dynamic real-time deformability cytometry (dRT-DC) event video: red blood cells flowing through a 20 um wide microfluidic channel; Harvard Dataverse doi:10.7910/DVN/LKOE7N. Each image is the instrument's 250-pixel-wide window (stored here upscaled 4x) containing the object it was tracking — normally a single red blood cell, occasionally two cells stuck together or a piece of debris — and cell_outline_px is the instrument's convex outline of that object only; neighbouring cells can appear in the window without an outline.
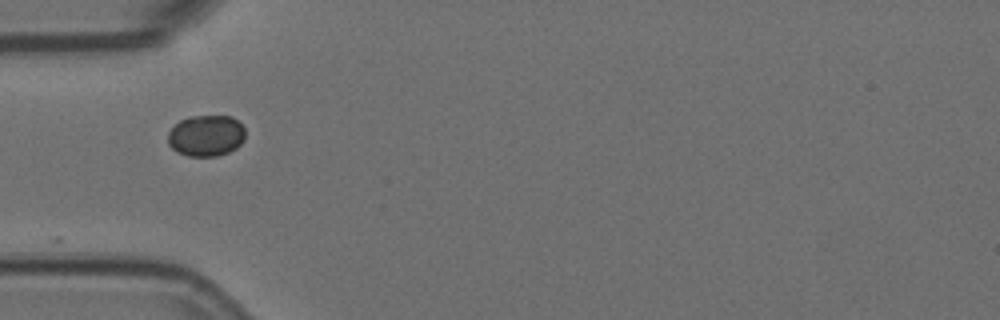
{"species": "Egyptian fruit bat (a non-hibernating species)", "species_latin": "Rousettus aegyptiacus", "temperature_condition": "room temperature", "stored_images_in_passage": 3, "camera_frame_rate_fps": 3000, "um_per_image_px": 0.085, "animal": {"sex": "female"}, "frame": {"image": 1, "passage_image": 1, "time_ms": 0.0, "image_size_px": [1000, 320], "cell_outline_px": [[244, 140], [236, 148], [228, 152], [216, 156], [188, 156], [176, 152], [168, 144], [168, 132], [180, 120], [188, 116], [232, 116], [244, 128]], "centroid_in_image_um": [17.5, 11.53], "position_along_channel_um": 67.5, "area_um2": 18.61}}
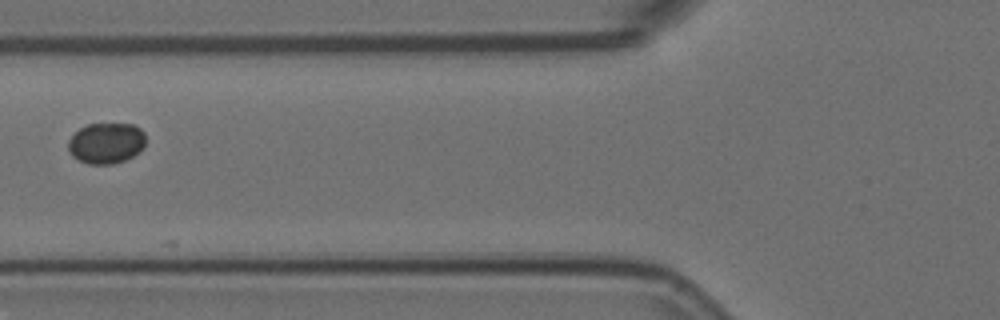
{"frame": {"image": 2, "passage_image": 2, "time_ms": 0.333, "image_size_px": [1000, 320], "cell_outline_px": [[144, 148], [132, 156], [124, 160], [112, 164], [88, 164], [72, 156], [68, 148], [68, 140], [80, 128], [88, 124], [132, 124], [140, 128], [144, 132]], "centroid_in_image_um": [9.02, 12.16], "position_along_channel_um": 116.8, "area_um2": 18.32}}